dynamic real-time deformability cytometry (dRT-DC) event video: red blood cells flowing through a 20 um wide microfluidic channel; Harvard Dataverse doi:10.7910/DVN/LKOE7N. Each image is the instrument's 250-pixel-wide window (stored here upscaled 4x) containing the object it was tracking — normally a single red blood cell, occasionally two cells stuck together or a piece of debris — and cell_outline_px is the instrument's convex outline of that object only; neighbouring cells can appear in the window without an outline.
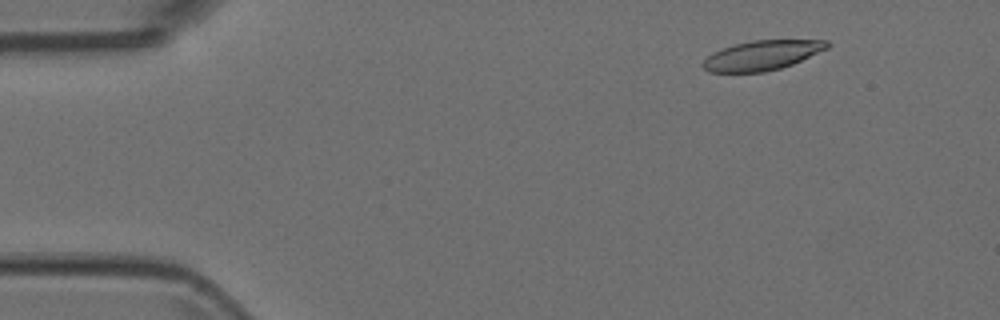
{"species": "Egyptian fruit bat (a non-hibernating species)", "species_latin": "Rousettus aegyptiacus", "temperature_condition": "room temperature", "stored_images_in_passage": 9, "camera_frame_rate_fps": 3000, "um_per_image_px": 0.085, "animal": {"sex": "female"}, "frame": {"image": 1, "passage_image": 2, "time_ms": 0.333, "image_size_px": [1000, 320], "cell_outline_px": [[832, 44], [828, 48], [792, 64], [780, 68], [764, 72], [708, 72], [700, 64], [712, 52], [736, 44], [752, 40], [828, 40]], "centroid_in_image_um": [64.78, 4.7], "position_along_channel_um": 20.2, "area_um2": 21.39}}
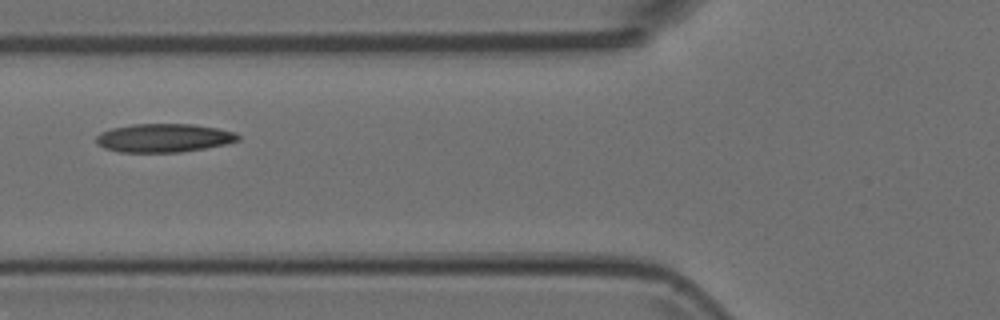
{"frame": {"image": 2, "passage_image": 6, "time_ms": 1.667, "image_size_px": [1000, 320], "cell_outline_px": [[240, 140], [224, 144], [204, 148], [180, 152], [120, 152], [104, 148], [96, 140], [96, 136], [100, 132], [112, 128], [132, 124], [192, 124], [216, 128], [236, 132], [240, 136]], "centroid_in_image_um": [13.92, 11.72], "position_along_channel_um": 111.9, "area_um2": 23.47}}
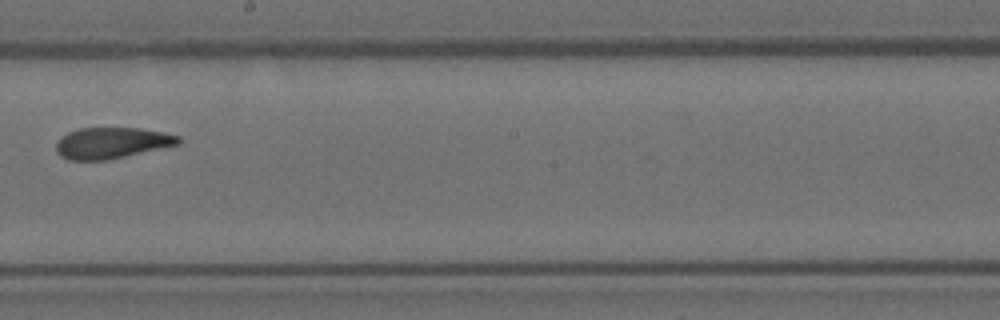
{"frame": {"image": 3, "passage_image": 9, "time_ms": 2.667, "image_size_px": [1000, 320], "cell_outline_px": [[180, 144], [108, 160], [68, 160], [60, 156], [56, 152], [56, 144], [60, 136], [68, 132], [80, 128], [140, 128], [180, 136]], "centroid_in_image_um": [9.46, 12.15], "position_along_channel_um": 238.7, "area_um2": 22.2}}